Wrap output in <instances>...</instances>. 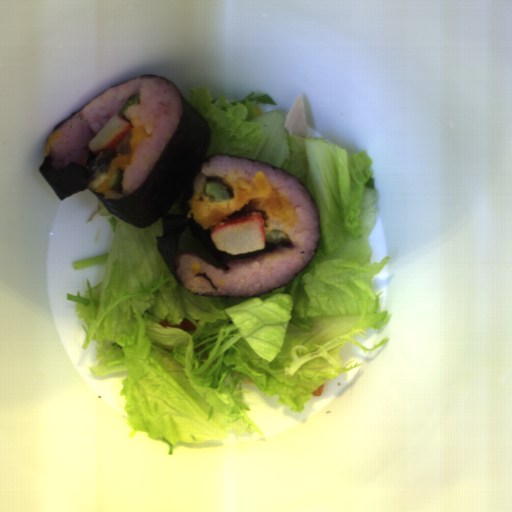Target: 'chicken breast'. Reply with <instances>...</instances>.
<instances>
[{
    "instance_id": "cb542c10",
    "label": "chicken breast",
    "mask_w": 512,
    "mask_h": 512,
    "mask_svg": "<svg viewBox=\"0 0 512 512\" xmlns=\"http://www.w3.org/2000/svg\"><path fill=\"white\" fill-rule=\"evenodd\" d=\"M284 126L291 134L306 137L307 125L301 94L293 100L284 120Z\"/></svg>"
},
{
    "instance_id": "c9198e5e",
    "label": "chicken breast",
    "mask_w": 512,
    "mask_h": 512,
    "mask_svg": "<svg viewBox=\"0 0 512 512\" xmlns=\"http://www.w3.org/2000/svg\"><path fill=\"white\" fill-rule=\"evenodd\" d=\"M160 326H164L167 328H176V329H182L186 331H196L195 323L187 319L185 316L183 317L182 321L179 323H169L167 319L165 318L162 320Z\"/></svg>"
},
{
    "instance_id": "ea81aa3d",
    "label": "chicken breast",
    "mask_w": 512,
    "mask_h": 512,
    "mask_svg": "<svg viewBox=\"0 0 512 512\" xmlns=\"http://www.w3.org/2000/svg\"><path fill=\"white\" fill-rule=\"evenodd\" d=\"M323 388H324V384L319 386L317 389H315L311 395H315V396H322L323 394Z\"/></svg>"
}]
</instances>
